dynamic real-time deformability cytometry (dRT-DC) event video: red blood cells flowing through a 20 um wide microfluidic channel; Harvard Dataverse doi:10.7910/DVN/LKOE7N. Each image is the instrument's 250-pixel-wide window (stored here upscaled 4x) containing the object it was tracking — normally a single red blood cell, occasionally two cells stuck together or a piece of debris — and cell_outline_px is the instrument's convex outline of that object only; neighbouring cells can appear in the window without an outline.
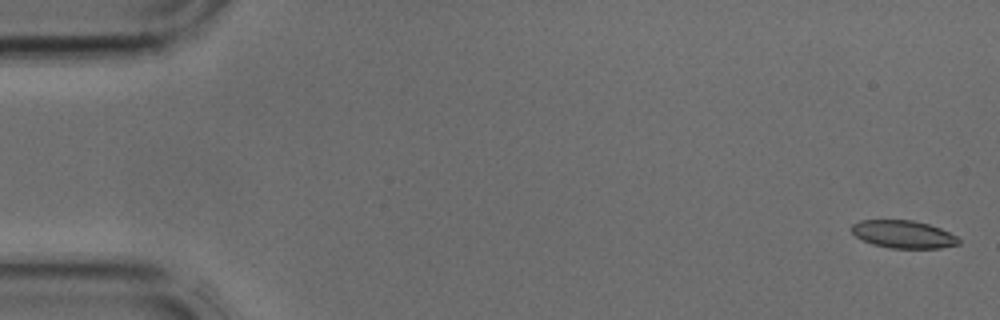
{"species": "common noctule bat (a hibernating species)", "species_latin": "Nyctalus noctula", "temperature_condition": "cold", "stored_images_in_passage": 13, "camera_frame_rate_fps": 3000, "um_per_image_px": 0.085, "animal": {"sex": "male", "body_mass_g": 17.9, "forearm_length_mm": 54.2}, "frame": {"image": 1, "passage_image": 1, "time_ms": 0.0, "image_size_px": [1000, 320], "cell_outline_px": [[960, 244], [940, 248], [892, 248], [872, 244], [856, 236], [852, 232], [852, 224], [860, 220], [912, 220], [928, 224], [940, 228], [956, 236], [960, 240]], "centroid_in_image_um": [76.79, 19.91], "position_along_channel_um": 8.2, "area_um2": 17.17}}
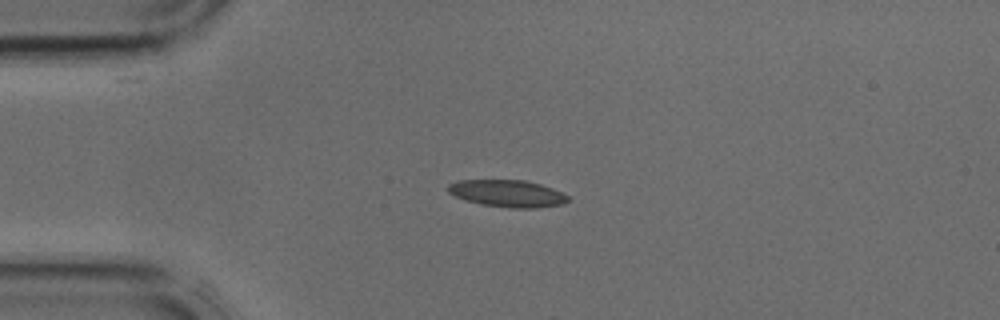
{"frame": {"image": 2, "passage_image": 10, "time_ms": 3.0, "image_size_px": [1000, 320], "cell_outline_px": [[572, 200], [564, 204], [536, 208], [512, 208], [480, 204], [456, 196], [448, 192], [448, 184], [460, 180], [524, 180], [540, 184], [552, 188], [568, 196]], "centroid_in_image_um": [43.18, 16.45], "position_along_channel_um": 41.8, "area_um2": 18.84}}